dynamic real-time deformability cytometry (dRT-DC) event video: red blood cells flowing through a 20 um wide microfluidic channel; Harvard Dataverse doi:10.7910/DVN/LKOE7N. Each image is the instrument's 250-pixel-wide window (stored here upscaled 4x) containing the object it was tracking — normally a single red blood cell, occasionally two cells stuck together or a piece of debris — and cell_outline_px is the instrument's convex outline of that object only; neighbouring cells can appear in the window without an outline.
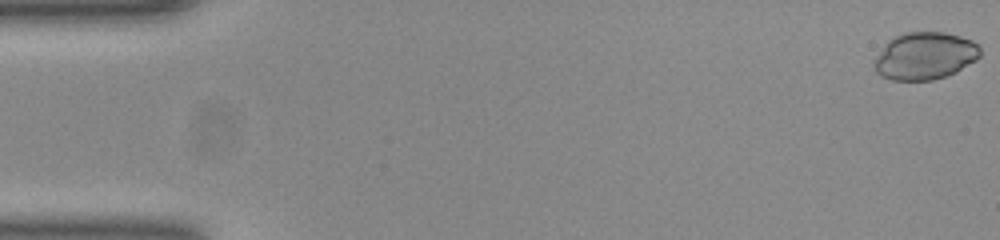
{"species": "common noctule bat (a hibernating species)", "species_latin": "Nyctalus noctula", "temperature_condition": "room temperature", "stored_images_in_passage": 52, "camera_frame_rate_fps": 3000, "um_per_image_px": 0.085, "animal": {"sex": "female", "body_mass_g": 23.0, "forearm_length_mm": 53.4}, "frame": {"image": 1, "passage_image": 1, "time_ms": 0.0, "image_size_px": [1000, 240], "cell_outline_px": [[980, 56], [976, 60], [956, 72], [932, 80], [892, 80], [880, 76], [876, 72], [872, 64], [876, 56], [884, 44], [888, 40], [904, 32], [944, 32], [960, 36], [972, 40], [980, 48]], "centroid_in_image_um": [78.58, 4.75], "position_along_channel_um": 6.4, "area_um2": 29.36}}
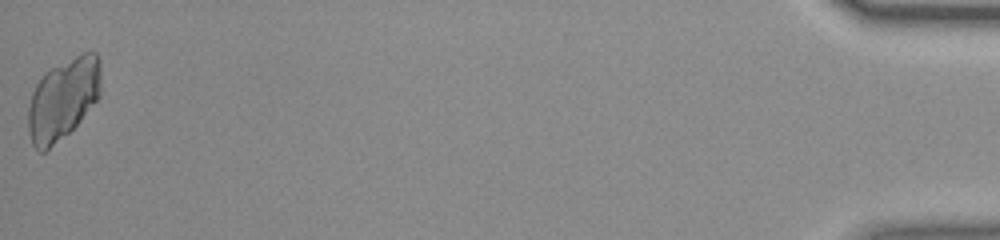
{"frame": {"image": 2, "passage_image": 52, "time_ms": 17.0, "image_size_px": [1000, 240], "cell_outline_px": [[100, 96], [80, 120], [68, 132], [44, 152], [40, 152], [32, 144], [28, 132], [28, 108], [32, 92], [36, 84], [44, 72], [84, 52], [96, 52], [100, 60]], "centroid_in_image_um": [5.35, 8.41], "position_along_channel_um": 429.9, "area_um2": 34.1}}